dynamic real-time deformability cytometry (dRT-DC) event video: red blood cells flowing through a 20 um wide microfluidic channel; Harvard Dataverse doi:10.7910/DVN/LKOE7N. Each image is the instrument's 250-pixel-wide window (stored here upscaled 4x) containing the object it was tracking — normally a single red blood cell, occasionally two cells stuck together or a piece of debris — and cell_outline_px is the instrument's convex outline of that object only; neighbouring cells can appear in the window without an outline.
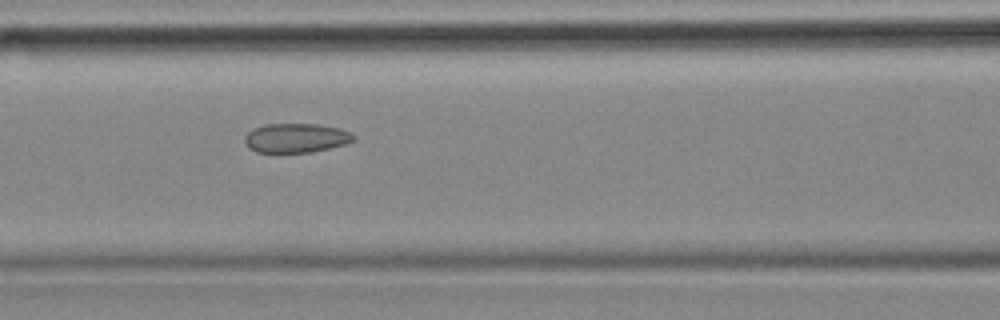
{"species": "common noctule bat (a hibernating species)", "species_latin": "Nyctalus noctula", "temperature_condition": "cold", "stored_images_in_passage": 10, "camera_frame_rate_fps": 3000, "um_per_image_px": 0.085, "animal": {"sex": "female", "body_mass_g": 18.4}, "frame": {"image": 1, "passage_image": 6, "time_ms": 1.667, "image_size_px": [1000, 320], "cell_outline_px": [[356, 140], [344, 144], [312, 152], [256, 152], [248, 148], [244, 140], [244, 136], [248, 132], [256, 128], [268, 124], [316, 124], [340, 128], [356, 136]], "centroid_in_image_um": [25.16, 11.73], "position_along_channel_um": 141.4, "area_um2": 18.44}}
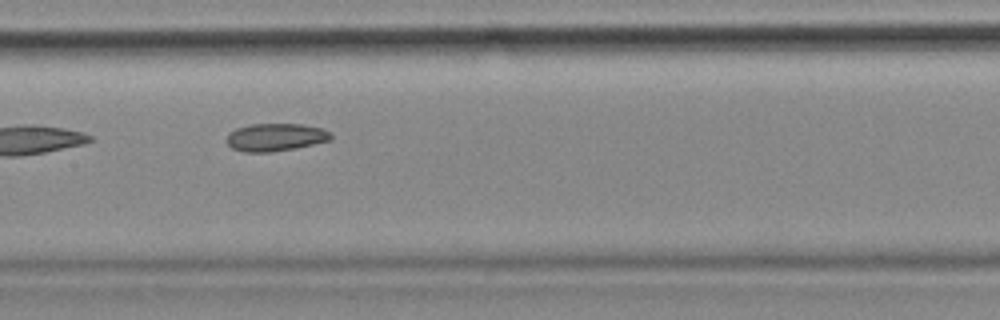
{"frame": {"image": 2, "passage_image": 9, "time_ms": 2.667, "image_size_px": [1000, 320], "cell_outline_px": [[332, 140], [296, 148], [268, 152], [244, 152], [232, 148], [224, 140], [228, 132], [236, 128], [252, 124], [304, 124], [324, 128], [332, 132]], "centroid_in_image_um": [23.43, 11.66], "position_along_channel_um": 184.0, "area_um2": 17.17}}